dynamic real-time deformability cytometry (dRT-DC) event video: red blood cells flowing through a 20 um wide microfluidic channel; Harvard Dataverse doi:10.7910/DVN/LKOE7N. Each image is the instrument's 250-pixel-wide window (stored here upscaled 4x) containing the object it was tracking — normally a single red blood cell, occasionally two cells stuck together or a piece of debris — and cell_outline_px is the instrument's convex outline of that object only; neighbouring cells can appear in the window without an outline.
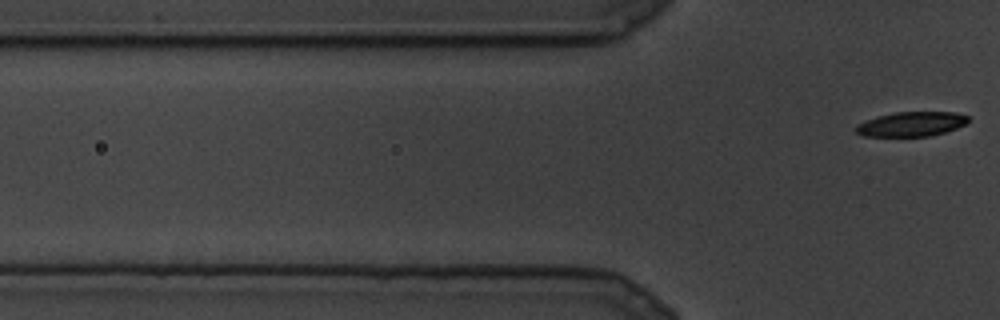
{"species": "common noctule bat (a hibernating species)", "species_latin": "Nyctalus noctula", "temperature_condition": "cold", "stored_images_in_passage": 4, "camera_frame_rate_fps": 3000, "um_per_image_px": 0.085, "animal": {"sex": "male", "body_mass_g": 19.5, "forearm_length_mm": 54.6}, "frame": {"image": 1, "passage_image": 4, "time_ms": 1.0, "image_size_px": [1000, 320], "cell_outline_px": [[968, 124], [932, 136], [864, 136], [856, 132], [856, 124], [876, 116], [896, 112], [956, 112], [968, 116]], "centroid_in_image_um": [77.48, 10.54], "position_along_channel_um": 48.3, "area_um2": 16.13}}